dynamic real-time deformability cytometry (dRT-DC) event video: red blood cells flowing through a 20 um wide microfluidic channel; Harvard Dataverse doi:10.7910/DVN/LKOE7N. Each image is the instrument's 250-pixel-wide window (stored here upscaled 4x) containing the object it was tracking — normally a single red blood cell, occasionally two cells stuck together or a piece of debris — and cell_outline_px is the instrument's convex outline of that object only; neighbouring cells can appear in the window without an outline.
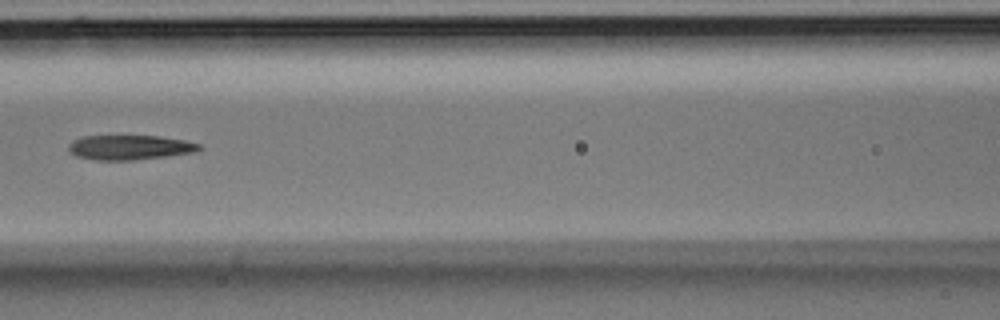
{"species": "Egyptian fruit bat (a non-hibernating species)", "species_latin": "Rousettus aegyptiacus", "temperature_condition": "room temperature", "stored_images_in_passage": 4, "camera_frame_rate_fps": 3000, "um_per_image_px": 0.085, "animal": {"sex": "male"}, "frame": {"image": 1, "passage_image": 4, "time_ms": 1.0, "image_size_px": [1000, 320], "cell_outline_px": [[204, 148], [196, 152], [168, 156], [132, 160], [96, 160], [76, 156], [68, 152], [68, 144], [72, 140], [84, 136], [160, 136], [184, 140], [200, 144]], "centroid_in_image_um": [11.03, 12.53], "position_along_channel_um": 155.6, "area_um2": 18.96}}